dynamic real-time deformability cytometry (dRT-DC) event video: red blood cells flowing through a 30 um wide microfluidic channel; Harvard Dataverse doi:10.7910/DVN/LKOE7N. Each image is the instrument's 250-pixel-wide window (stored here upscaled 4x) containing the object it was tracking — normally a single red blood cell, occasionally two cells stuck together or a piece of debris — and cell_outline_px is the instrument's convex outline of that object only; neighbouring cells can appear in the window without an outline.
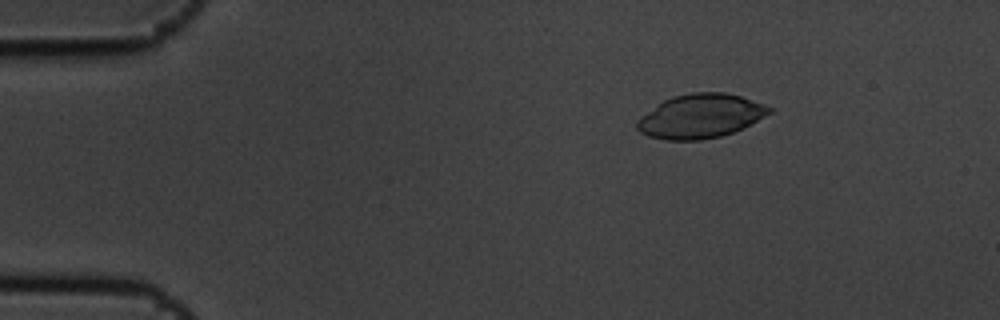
{"species": "common noctule bat (a hibernating species)", "species_latin": "Nyctalus noctula", "temperature_condition": "cold", "stored_images_in_passage": 11, "camera_frame_rate_fps": 3000, "um_per_image_px": 0.085, "animal": {"sex": "male", "body_mass_g": 19.5, "forearm_length_mm": 54.6}, "frame": {"image": 1, "passage_image": 3, "time_ms": 0.667, "image_size_px": [1000, 320], "cell_outline_px": [[772, 112], [732, 132], [720, 136], [700, 140], [668, 140], [648, 136], [640, 132], [636, 128], [636, 120], [664, 100], [672, 96], [692, 92], [724, 92], [740, 96], [764, 104], [772, 108]], "centroid_in_image_um": [59.51, 9.86], "position_along_channel_um": 25.5, "area_um2": 33.52}}